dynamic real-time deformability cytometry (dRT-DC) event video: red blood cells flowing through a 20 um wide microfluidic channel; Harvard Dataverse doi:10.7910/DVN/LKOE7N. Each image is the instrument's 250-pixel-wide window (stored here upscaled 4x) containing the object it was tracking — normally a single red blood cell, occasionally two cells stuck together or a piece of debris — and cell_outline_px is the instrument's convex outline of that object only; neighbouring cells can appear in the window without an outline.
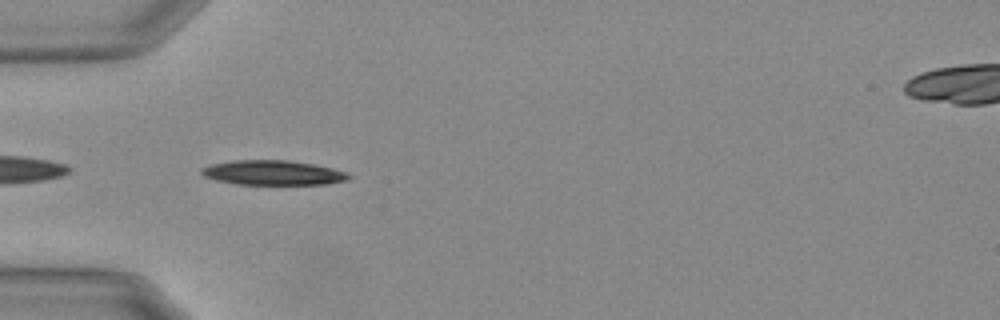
{"species": "Egyptian fruit bat (a non-hibernating species)", "species_latin": "Rousettus aegyptiacus", "temperature_condition": "warm", "stored_images_in_passage": 35, "camera_frame_rate_fps": 3000, "um_per_image_px": 0.085, "animal": {"sex": "female"}, "frame": {"image": 1, "passage_image": 2, "time_ms": 0.333, "image_size_px": [1000, 320], "cell_outline_px": [[348, 180], [324, 184], [236, 184], [216, 180], [204, 176], [200, 172], [200, 168], [212, 164], [232, 160], [288, 160], [312, 164], [332, 168], [344, 172], [348, 176]], "centroid_in_image_um": [23.13, 14.68], "position_along_channel_um": 61.9, "area_um2": 20.92}}
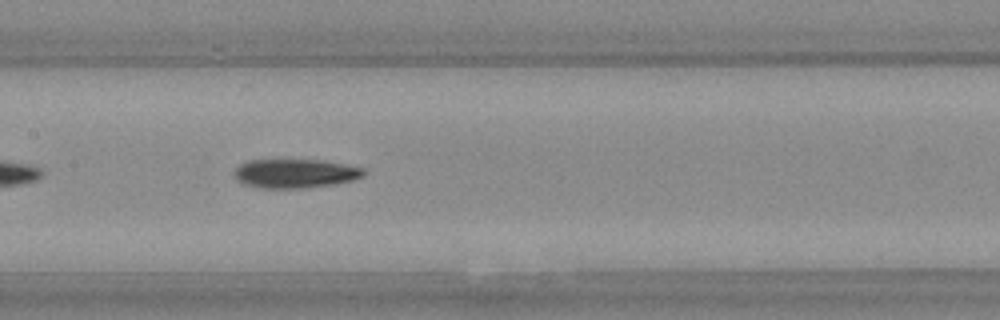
{"frame": {"image": 2, "passage_image": 12, "time_ms": 3.667, "image_size_px": [1000, 320], "cell_outline_px": [[364, 176], [352, 180], [332, 184], [304, 188], [260, 188], [244, 184], [236, 180], [236, 168], [240, 164], [248, 160], [320, 160], [364, 168]], "centroid_in_image_um": [25.07, 14.75], "position_along_channel_um": 182.3, "area_um2": 21.62}}
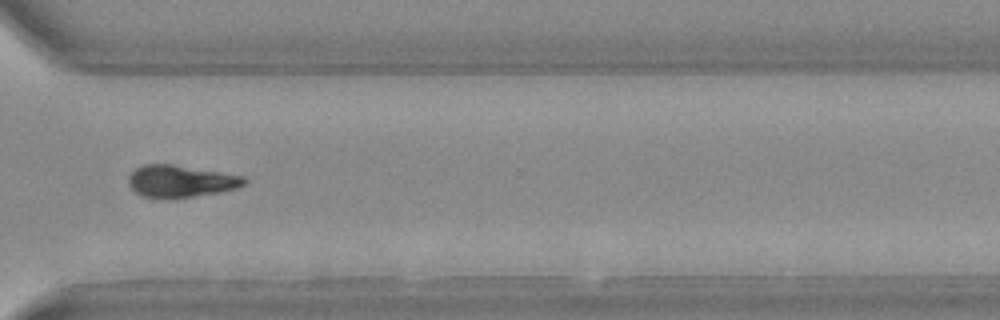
{"frame": {"image": 3, "passage_image": 26, "time_ms": 8.333, "image_size_px": [1000, 320], "cell_outline_px": [[248, 180], [244, 184], [236, 188], [216, 192], [192, 196], [144, 196], [136, 192], [128, 184], [128, 176], [136, 168], [144, 164], [172, 164], [244, 176]], "centroid_in_image_um": [15.35, 15.36], "position_along_channel_um": 355.2, "area_um2": 20.87}, "authors_computed_cell_mechanics": {"area_um2": 21.7328, "velocity_mm_per_s": 3.7118, "shape_relaxation_time_tau1_ms": 4.3289, "shape_relaxation_time_tau2_ms": null, "deformation_change_tau1": 0.1682, "deformation_change_tau2": null}}